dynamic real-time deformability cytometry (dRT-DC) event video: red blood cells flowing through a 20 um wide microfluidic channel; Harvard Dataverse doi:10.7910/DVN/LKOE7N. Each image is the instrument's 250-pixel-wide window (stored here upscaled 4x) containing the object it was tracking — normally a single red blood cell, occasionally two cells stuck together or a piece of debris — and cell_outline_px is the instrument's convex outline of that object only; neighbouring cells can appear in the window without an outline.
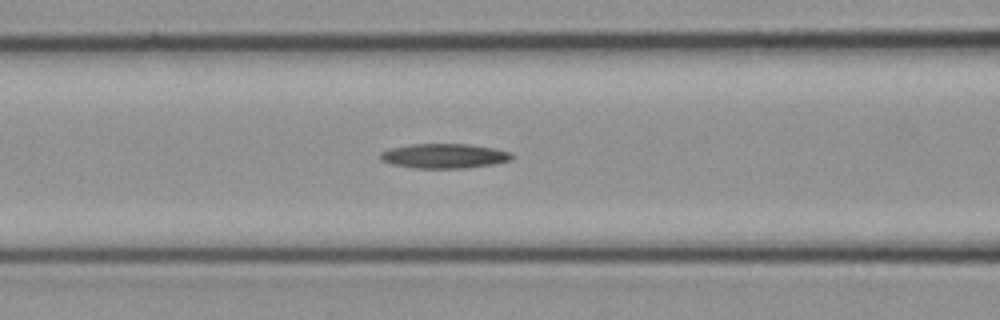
{"species": "common noctule bat (a hibernating species)", "species_latin": "Nyctalus noctula", "temperature_condition": "cold", "stored_images_in_passage": 11, "segment_of_instrument_passage": [1, 2], "camera_frame_rate_fps": 3000, "um_per_image_px": 0.085, "animal": {"sex": "female", "body_mass_g": 21.9}, "frame": {"image": 1, "passage_image": 8, "time_ms": 2.333, "image_size_px": [1000, 320], "cell_outline_px": [[516, 156], [512, 160], [492, 164], [464, 168], [412, 168], [392, 164], [380, 160], [380, 152], [388, 148], [412, 144], [468, 144], [496, 148], [512, 152]], "centroid_in_image_um": [37.78, 13.25], "position_along_channel_um": 128.8, "area_um2": 19.13}}
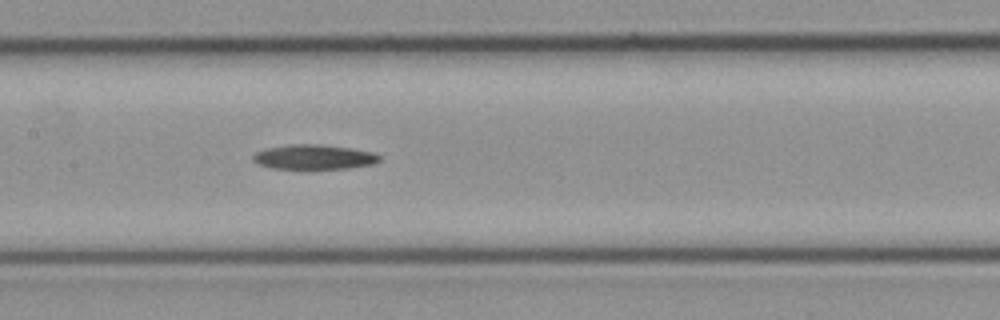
{"frame": {"image": 2, "passage_image": 10, "time_ms": 3.0, "image_size_px": [1000, 320], "cell_outline_px": [[380, 160], [376, 164], [348, 168], [272, 168], [260, 164], [252, 160], [252, 156], [256, 152], [264, 148], [288, 144], [320, 144], [352, 148], [376, 152], [380, 156]], "centroid_in_image_um": [26.72, 13.33], "position_along_channel_um": 180.7, "area_um2": 18.32}}